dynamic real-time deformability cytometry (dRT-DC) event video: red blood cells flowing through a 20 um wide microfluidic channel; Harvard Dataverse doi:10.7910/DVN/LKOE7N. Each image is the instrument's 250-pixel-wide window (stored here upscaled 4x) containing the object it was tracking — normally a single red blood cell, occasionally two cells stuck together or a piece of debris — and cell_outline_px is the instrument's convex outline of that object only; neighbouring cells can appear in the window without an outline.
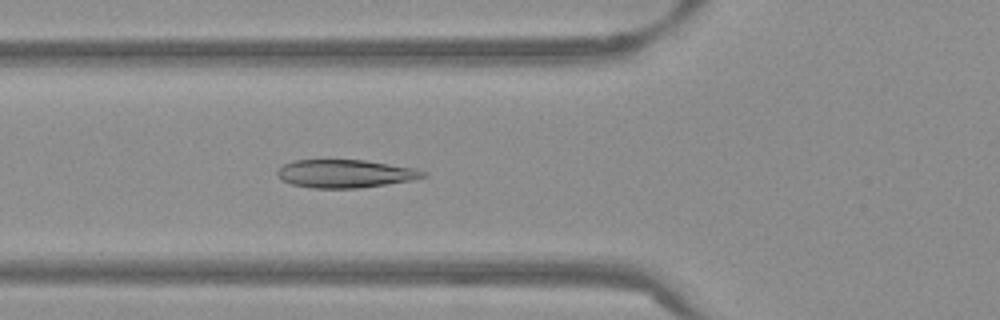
{"species": "Egyptian fruit bat (a non-hibernating species)", "species_latin": "Rousettus aegyptiacus", "temperature_condition": "warm", "stored_images_in_passage": 52, "camera_frame_rate_fps": 3000, "um_per_image_px": 0.085, "frame": {"image": 1, "passage_image": 19, "time_ms": 6.0, "image_size_px": [1000, 320], "cell_outline_px": [[428, 176], [416, 180], [360, 188], [312, 188], [292, 184], [280, 180], [276, 172], [284, 164], [292, 160], [364, 160], [412, 168], [428, 172]], "centroid_in_image_um": [29.36, 14.77], "position_along_channel_um": 96.4, "area_um2": 23.99}}
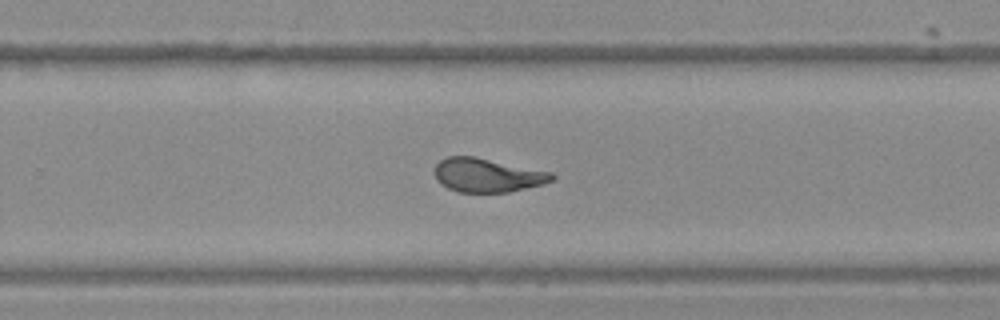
{"frame": {"image": 2, "passage_image": 34, "time_ms": 11.0, "image_size_px": [1000, 320], "cell_outline_px": [[556, 180], [544, 184], [508, 192], [456, 192], [440, 184], [436, 180], [432, 172], [436, 164], [440, 160], [448, 156], [472, 156], [552, 172], [556, 176]], "centroid_in_image_um": [41.4, 14.9], "position_along_channel_um": 288.4, "area_um2": 23.35}}
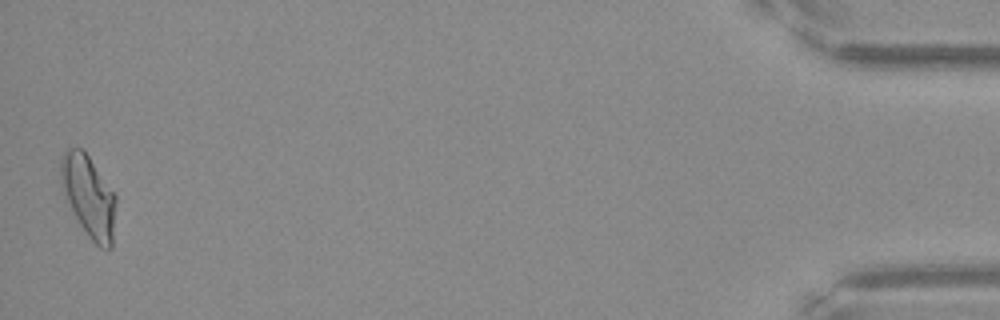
{"frame": {"image": 3, "passage_image": 52, "time_ms": 17.0, "image_size_px": [1000, 320], "cell_outline_px": [[116, 200], [112, 248], [100, 248], [88, 236], [64, 200], [60, 172], [60, 160], [64, 152], [68, 148], [84, 148], [116, 196]], "centroid_in_image_um": [7.52, 16.66], "position_along_channel_um": 427.7, "area_um2": 26.41}, "authors_computed_cell_mechanics": {"area_um2": 24.3627, "velocity_mm_per_s": 3.8268, "shape_relaxation_time_tau1_ms": 4.3287, "shape_relaxation_time_tau2_ms": 0.7215, "deformation_change_tau1": 0.1725, "deformation_change_tau2": 0.0588}}